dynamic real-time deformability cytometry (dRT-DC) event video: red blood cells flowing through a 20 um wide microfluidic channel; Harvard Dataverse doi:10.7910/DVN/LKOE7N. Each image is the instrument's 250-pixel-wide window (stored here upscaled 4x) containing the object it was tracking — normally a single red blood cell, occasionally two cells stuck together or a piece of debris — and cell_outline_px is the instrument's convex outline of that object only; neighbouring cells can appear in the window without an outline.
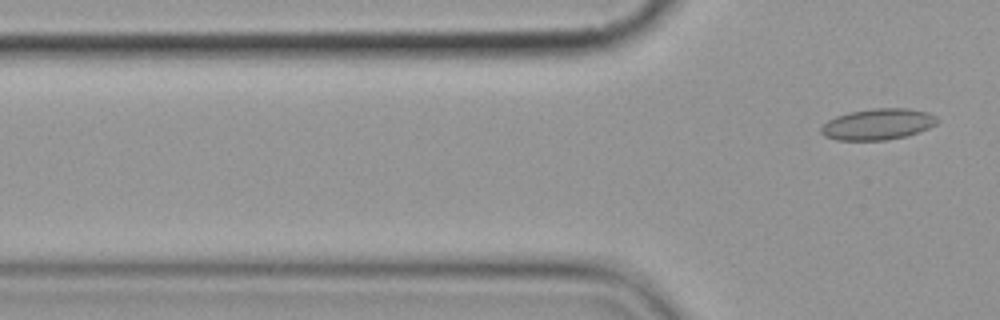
{"species": "common noctule bat (a hibernating species)", "species_latin": "Nyctalus noctula", "temperature_condition": "cold", "stored_images_in_passage": 8, "segment_of_instrument_passage": [2, 2], "camera_frame_rate_fps": 3000, "um_per_image_px": 0.085, "animal": {"sex": "female", "body_mass_g": 19.9}, "frame": {"image": 1, "passage_image": 8, "time_ms": 8.667, "image_size_px": [1000, 320], "cell_outline_px": [[940, 120], [936, 124], [928, 128], [908, 136], [888, 140], [836, 140], [824, 136], [820, 132], [820, 128], [828, 120], [836, 116], [848, 112], [872, 108], [908, 108], [928, 112], [936, 116]], "centroid_in_image_um": [74.63, 10.56], "position_along_channel_um": 51.2, "area_um2": 21.33}}